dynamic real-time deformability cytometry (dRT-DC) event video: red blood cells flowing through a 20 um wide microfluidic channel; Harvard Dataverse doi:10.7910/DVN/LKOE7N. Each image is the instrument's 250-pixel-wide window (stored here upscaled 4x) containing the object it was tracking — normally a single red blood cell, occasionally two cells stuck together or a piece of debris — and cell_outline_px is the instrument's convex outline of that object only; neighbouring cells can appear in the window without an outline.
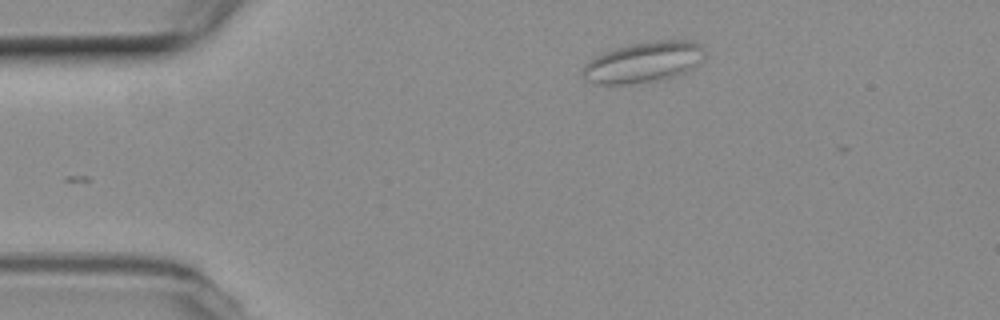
{"species": "common noctule bat (a hibernating species)", "species_latin": "Nyctalus noctula", "temperature_condition": "room temperature", "stored_images_in_passage": 2, "camera_frame_rate_fps": 3000, "um_per_image_px": 0.085, "animal": {"sex": "female", "body_mass_g": 19.3, "forearm_length_mm": 54.1}, "frame": {"image": 1, "passage_image": 1, "time_ms": 0.0, "image_size_px": [1000, 320], "cell_outline_px": [[704, 56], [692, 68], [676, 76], [660, 80], [628, 84], [596, 84], [584, 80], [580, 72], [584, 64], [588, 60], [604, 52], [616, 48], [648, 40], [688, 40], [700, 44], [704, 48]], "centroid_in_image_um": [54.65, 5.29], "position_along_channel_um": 30.4, "area_um2": 29.13}}